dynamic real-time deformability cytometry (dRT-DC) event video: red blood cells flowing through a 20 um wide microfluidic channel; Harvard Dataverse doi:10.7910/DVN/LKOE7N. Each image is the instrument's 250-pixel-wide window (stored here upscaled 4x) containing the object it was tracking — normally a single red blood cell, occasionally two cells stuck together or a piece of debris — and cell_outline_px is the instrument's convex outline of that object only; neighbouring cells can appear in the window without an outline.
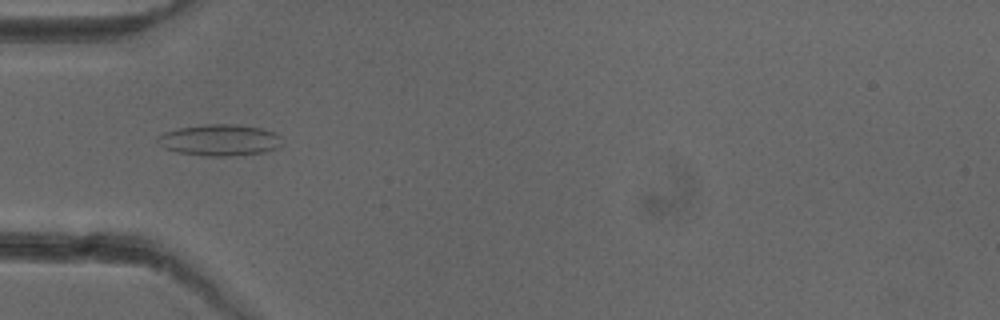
{"species": "common noctule bat (a hibernating species)", "species_latin": "Nyctalus noctula", "temperature_condition": "cold", "stored_images_in_passage": 39, "camera_frame_rate_fps": 3000, "um_per_image_px": 0.085, "animal": {"sex": "female"}, "frame": {"image": 1, "passage_image": 4, "time_ms": 1.0, "image_size_px": [1000, 320], "cell_outline_px": [[280, 144], [276, 148], [264, 152], [232, 156], [204, 156], [176, 152], [164, 148], [156, 140], [156, 136], [164, 132], [176, 128], [204, 124], [236, 124], [260, 128], [276, 132], [280, 136]], "centroid_in_image_um": [18.63, 11.9], "position_along_channel_um": 66.4, "area_um2": 22.95}}
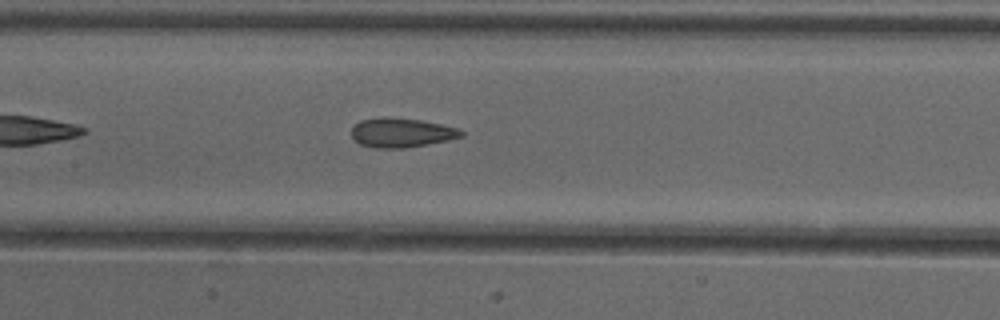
{"frame": {"image": 2, "passage_image": 12, "time_ms": 3.667, "image_size_px": [1000, 320], "cell_outline_px": [[464, 136], [448, 140], [404, 148], [372, 148], [360, 144], [352, 136], [352, 128], [360, 120], [380, 116], [388, 116], [420, 120], [460, 128], [464, 132]], "centroid_in_image_um": [34.12, 11.26], "position_along_channel_um": 173.3, "area_um2": 18.9}}
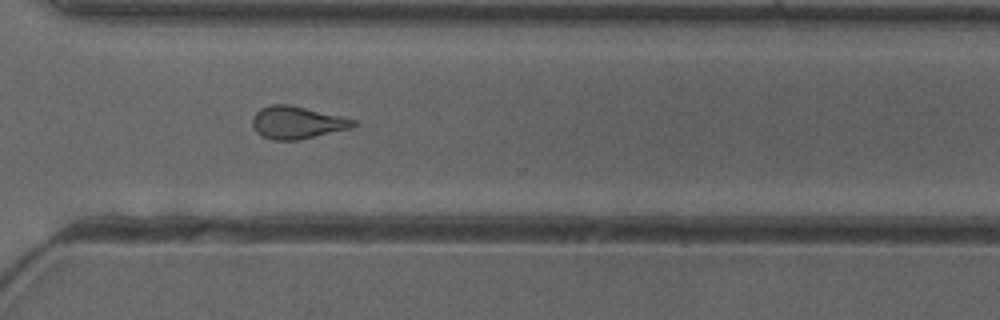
{"frame": {"image": 3, "passage_image": 25, "time_ms": 8.0, "image_size_px": [1000, 320], "cell_outline_px": [[356, 124], [348, 128], [300, 140], [272, 140], [256, 132], [252, 124], [252, 116], [260, 108], [272, 104], [288, 104], [340, 116], [356, 120]], "centroid_in_image_um": [25.19, 10.41], "position_along_channel_um": 345.4, "area_um2": 18.84}, "authors_computed_cell_mechanics": {"area_um2": 18.9006, "velocity_mm_per_s": 3.9842, "shape_relaxation_time_tau1_ms": null, "shape_relaxation_time_tau2_ms": 1.7789, "deformation_change_tau1": null, "deformation_change_tau2": 0.0969}}